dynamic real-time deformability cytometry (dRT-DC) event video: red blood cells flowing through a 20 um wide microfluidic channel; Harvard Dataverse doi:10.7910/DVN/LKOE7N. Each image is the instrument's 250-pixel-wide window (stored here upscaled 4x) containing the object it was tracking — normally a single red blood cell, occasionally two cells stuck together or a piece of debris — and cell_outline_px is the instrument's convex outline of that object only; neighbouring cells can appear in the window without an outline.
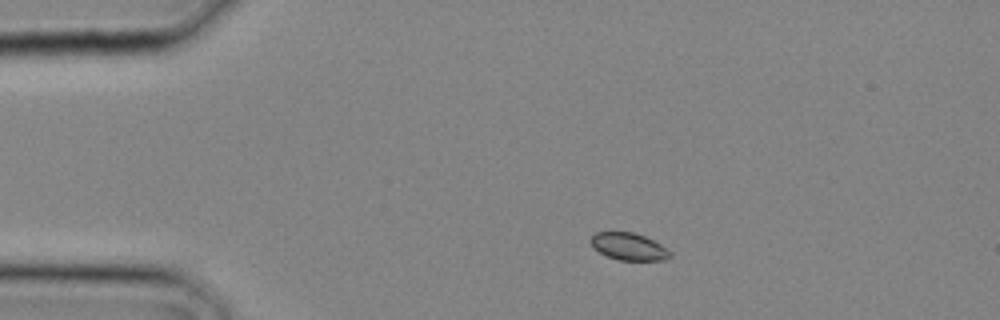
{"species": "common noctule bat (a hibernating species)", "species_latin": "Nyctalus noctula", "temperature_condition": "cold", "stored_images_in_passage": 6, "camera_frame_rate_fps": 3000, "um_per_image_px": 0.085, "animal": {"sex": "male", "body_mass_g": 20.4}, "frame": {"image": 1, "passage_image": 1, "time_ms": 0.0, "image_size_px": [1000, 320], "cell_outline_px": [[672, 256], [664, 260], [620, 260], [608, 256], [592, 248], [588, 240], [596, 232], [632, 232], [644, 236], [660, 244], [672, 252]], "centroid_in_image_um": [53.42, 20.95], "position_along_channel_um": 31.6, "area_um2": 12.6}}
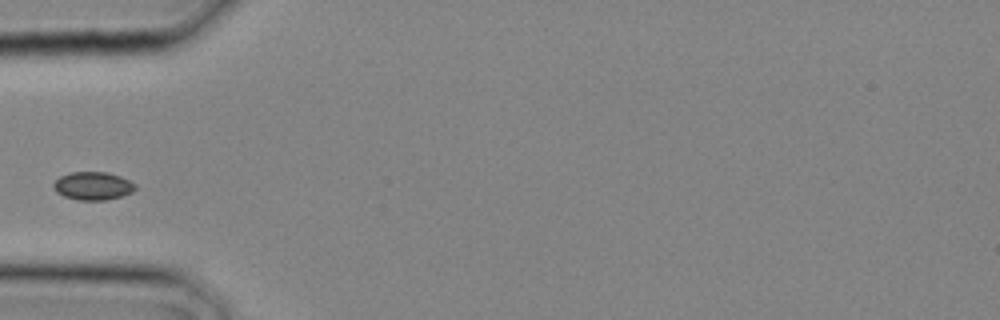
{"frame": {"image": 2, "passage_image": 5, "time_ms": 1.333, "image_size_px": [1000, 320], "cell_outline_px": [[136, 188], [132, 192], [120, 196], [104, 200], [76, 200], [64, 196], [56, 192], [52, 188], [52, 184], [60, 176], [72, 172], [108, 172], [120, 176], [136, 184]], "centroid_in_image_um": [7.87, 15.8], "position_along_channel_um": 77.1, "area_um2": 13.41}}